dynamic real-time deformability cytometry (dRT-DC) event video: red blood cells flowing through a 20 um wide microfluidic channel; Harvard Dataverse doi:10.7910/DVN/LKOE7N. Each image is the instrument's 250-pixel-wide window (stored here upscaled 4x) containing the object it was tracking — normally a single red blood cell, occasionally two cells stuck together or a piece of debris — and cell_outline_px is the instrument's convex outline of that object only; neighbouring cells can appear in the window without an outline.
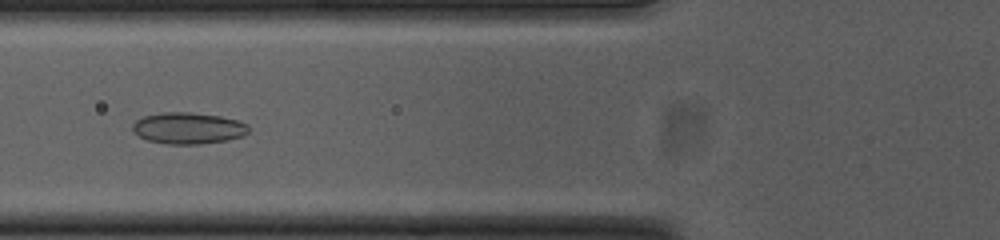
{"species": "common noctule bat (a hibernating species)", "species_latin": "Nyctalus noctula", "temperature_condition": "cold", "stored_images_in_passage": 53, "camera_frame_rate_fps": 3000, "um_per_image_px": 0.085, "animal": {"sex": "female", "body_mass_g": 23.0, "forearm_length_mm": 53.4}, "frame": {"image": 1, "passage_image": 20, "time_ms": 6.333, "image_size_px": [1000, 240], "cell_outline_px": [[248, 132], [244, 136], [228, 140], [200, 144], [168, 144], [148, 140], [132, 132], [132, 124], [136, 120], [144, 116], [164, 112], [188, 112], [220, 116], [236, 120], [248, 124]], "centroid_in_image_um": [15.99, 10.9], "position_along_channel_um": 109.8, "area_um2": 21.27}}
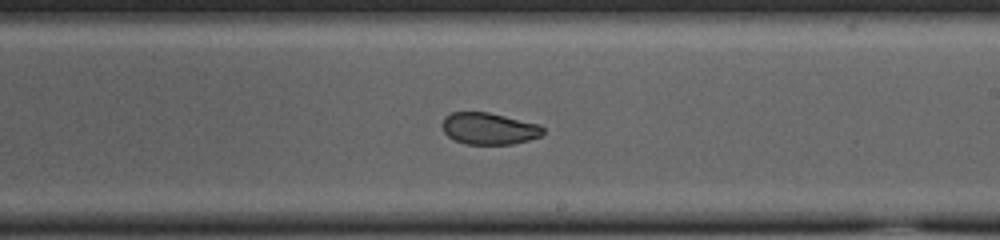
{"frame": {"image": 2, "passage_image": 31, "time_ms": 10.0, "image_size_px": [1000, 240], "cell_outline_px": [[544, 132], [540, 136], [528, 140], [512, 144], [468, 144], [456, 140], [448, 136], [444, 132], [440, 124], [444, 116], [452, 112], [488, 112], [540, 124], [544, 128]], "centroid_in_image_um": [41.55, 10.92], "position_along_channel_um": 247.5, "area_um2": 18.73}}
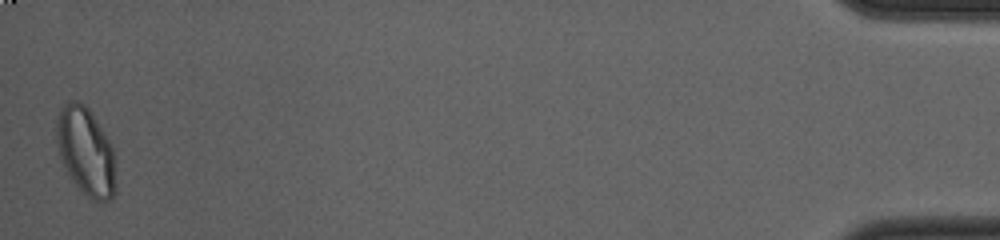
{"frame": {"image": 3, "passage_image": 53, "time_ms": 17.333, "image_size_px": [1000, 240], "cell_outline_px": [[116, 192], [112, 200], [92, 200], [72, 180], [60, 156], [56, 140], [56, 124], [60, 108], [68, 100], [80, 100], [88, 108], [108, 140], [112, 148]], "centroid_in_image_um": [7.28, 12.85], "position_along_channel_um": 427.9, "area_um2": 29.82}, "authors_computed_cell_mechanics": {"area_um2": 21.675, "velocity_mm_per_s": 3.7616, "shape_relaxation_time_tau1_ms": null, "shape_relaxation_time_tau2_ms": 1.6405, "deformation_change_tau1": null, "deformation_change_tau2": 0.0598}}